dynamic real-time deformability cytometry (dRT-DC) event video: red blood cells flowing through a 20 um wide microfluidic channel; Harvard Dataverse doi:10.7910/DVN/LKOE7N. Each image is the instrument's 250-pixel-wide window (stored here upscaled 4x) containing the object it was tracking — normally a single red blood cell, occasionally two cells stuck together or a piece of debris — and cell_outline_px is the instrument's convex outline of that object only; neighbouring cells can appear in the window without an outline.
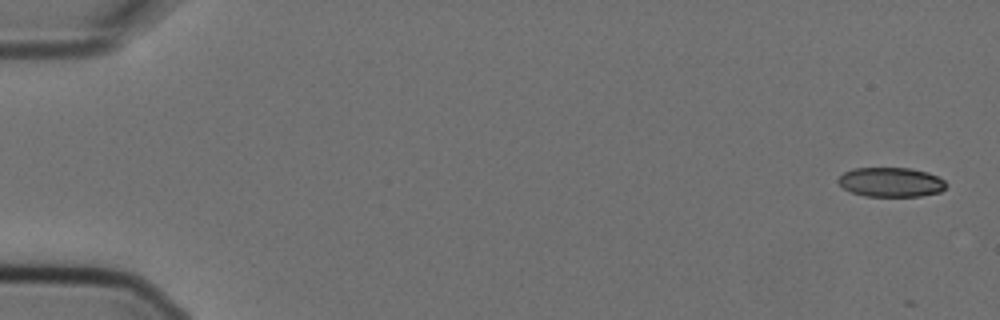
{"species": "Egyptian fruit bat (a non-hibernating species)", "species_latin": "Rousettus aegyptiacus", "temperature_condition": "cold", "stored_images_in_passage": 5, "camera_frame_rate_fps": 3000, "um_per_image_px": 0.085, "animal": {"sex": "female"}, "frame": {"image": 1, "passage_image": 1, "time_ms": 0.0, "image_size_px": [1000, 320], "cell_outline_px": [[948, 184], [940, 192], [920, 196], [864, 196], [852, 192], [844, 188], [836, 180], [844, 172], [852, 168], [912, 168], [928, 172], [944, 180]], "centroid_in_image_um": [75.73, 15.48], "position_along_channel_um": 9.3, "area_um2": 18.55}}